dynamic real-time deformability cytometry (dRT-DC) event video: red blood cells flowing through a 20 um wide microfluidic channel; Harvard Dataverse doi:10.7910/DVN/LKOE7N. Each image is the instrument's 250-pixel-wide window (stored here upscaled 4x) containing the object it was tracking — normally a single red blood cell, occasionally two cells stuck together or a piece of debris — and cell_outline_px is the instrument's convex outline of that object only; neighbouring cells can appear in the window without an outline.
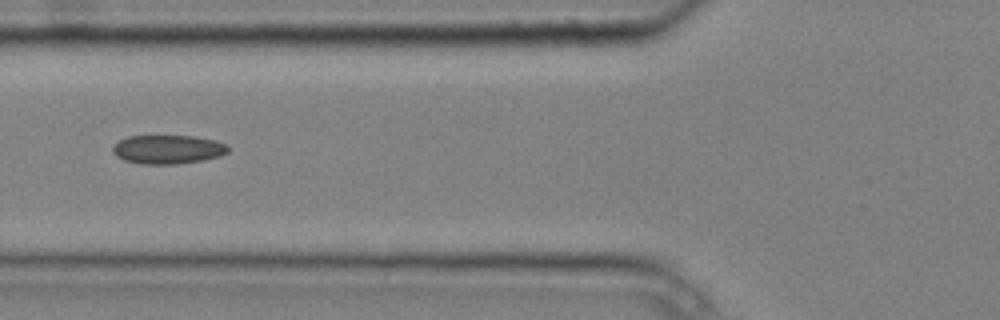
{"species": "common noctule bat (a hibernating species)", "species_latin": "Nyctalus noctula", "temperature_condition": "cold", "stored_images_in_passage": 9, "camera_frame_rate_fps": 3000, "um_per_image_px": 0.085, "animal": {"sex": "male", "body_mass_g": 20.4}, "frame": {"image": 1, "passage_image": 6, "time_ms": 1.667, "image_size_px": [1000, 320], "cell_outline_px": [[228, 152], [220, 156], [204, 160], [176, 164], [144, 164], [124, 160], [116, 156], [112, 152], [112, 148], [120, 140], [128, 136], [192, 136], [216, 140], [228, 144]], "centroid_in_image_um": [14.29, 12.7], "position_along_channel_um": 111.5, "area_um2": 19.42}}
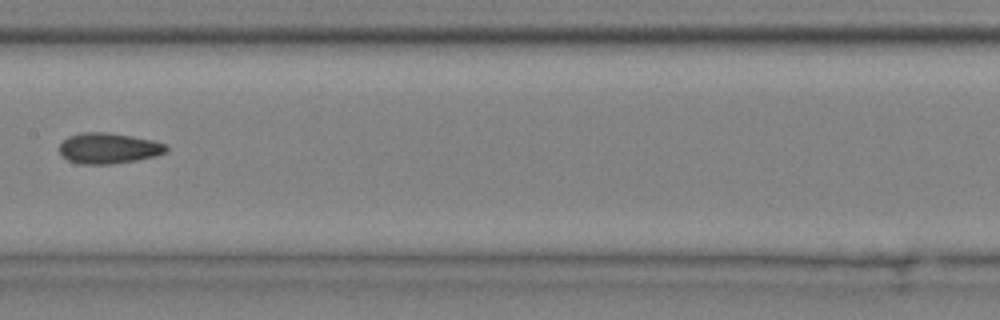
{"frame": {"image": 2, "passage_image": 8, "time_ms": 2.333, "image_size_px": [1000, 320], "cell_outline_px": [[168, 152], [156, 156], [136, 160], [112, 164], [80, 164], [68, 160], [60, 156], [60, 144], [68, 136], [80, 132], [108, 132], [132, 136], [152, 140], [168, 144]], "centroid_in_image_um": [9.24, 12.6], "position_along_channel_um": 198.2, "area_um2": 19.36}}
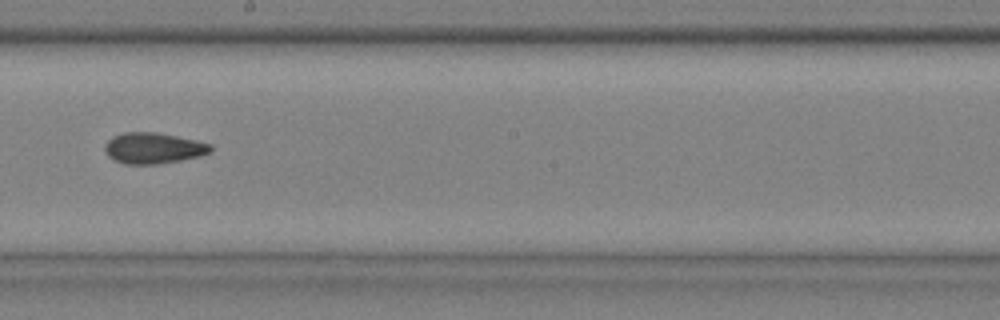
{"frame": {"image": 3, "passage_image": 9, "time_ms": 2.667, "image_size_px": [1000, 320], "cell_outline_px": [[212, 152], [200, 156], [180, 160], [156, 164], [124, 164], [112, 160], [104, 152], [104, 144], [112, 136], [124, 132], [156, 132], [196, 140], [212, 144]], "centroid_in_image_um": [13.01, 12.59], "position_along_channel_um": 235.2, "area_um2": 19.31}}